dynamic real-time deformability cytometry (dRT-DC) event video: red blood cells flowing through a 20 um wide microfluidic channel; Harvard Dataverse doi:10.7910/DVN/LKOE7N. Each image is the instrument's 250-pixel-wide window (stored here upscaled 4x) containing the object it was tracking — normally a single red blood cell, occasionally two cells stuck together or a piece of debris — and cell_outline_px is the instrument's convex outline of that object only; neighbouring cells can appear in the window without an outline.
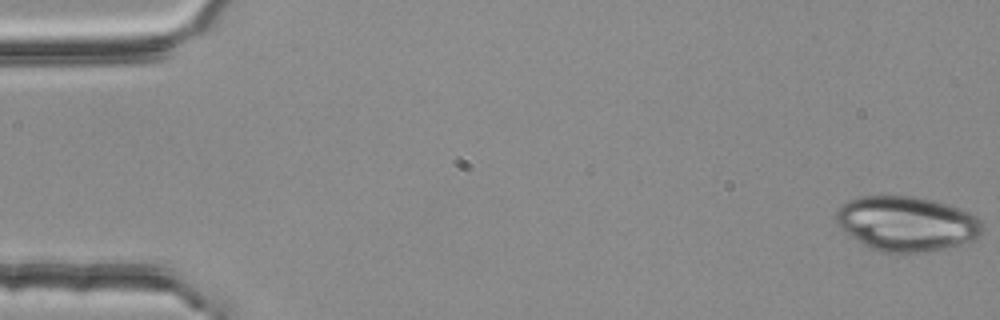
{"species": "common noctule bat (a hibernating species)", "species_latin": "Nyctalus noctula", "temperature_condition": "room temperature", "stored_images_in_passage": 4, "camera_frame_rate_fps": 3000, "um_per_image_px": 0.085, "animal": {"sex": "female", "body_mass_g": 25.1}, "frame": {"image": 1, "passage_image": 1, "time_ms": 0.0, "image_size_px": [1000, 320], "cell_outline_px": [[984, 232], [976, 240], [928, 252], [880, 252], [864, 244], [840, 228], [836, 224], [836, 208], [840, 204], [848, 200], [860, 196], [916, 196], [948, 204], [960, 208], [976, 216], [980, 220]], "centroid_in_image_um": [77.07, 19.0], "position_along_channel_um": 7.9, "area_um2": 46.93}}